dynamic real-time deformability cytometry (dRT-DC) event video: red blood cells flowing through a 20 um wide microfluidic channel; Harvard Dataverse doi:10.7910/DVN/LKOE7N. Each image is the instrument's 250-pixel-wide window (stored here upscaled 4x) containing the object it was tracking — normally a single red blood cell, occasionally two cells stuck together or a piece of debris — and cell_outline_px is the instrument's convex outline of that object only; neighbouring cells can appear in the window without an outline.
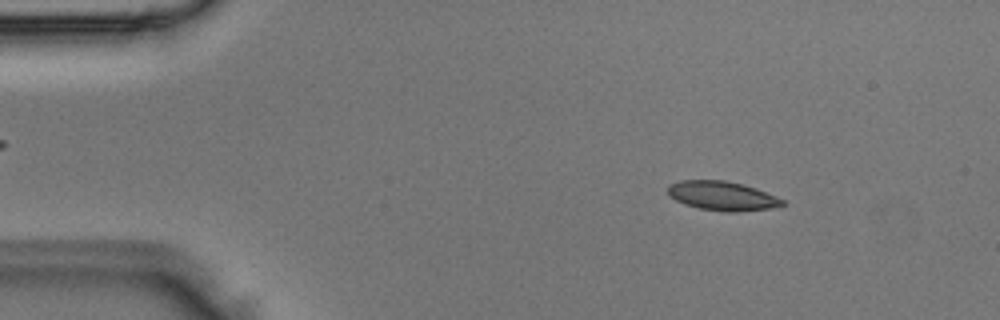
{"species": "Egyptian fruit bat (a non-hibernating species)", "species_latin": "Rousettus aegyptiacus", "temperature_condition": "room temperature", "stored_images_in_passage": 2, "camera_frame_rate_fps": 3000, "um_per_image_px": 0.085, "animal": {"sex": "male"}, "frame": {"image": 1, "passage_image": 2, "time_ms": 0.333, "image_size_px": [1000, 320], "cell_outline_px": [[784, 204], [772, 208], [736, 212], [728, 212], [700, 208], [684, 204], [668, 196], [668, 184], [680, 180], [724, 180], [744, 184], [756, 188], [776, 196], [784, 200]], "centroid_in_image_um": [61.37, 16.64], "position_along_channel_um": 23.6, "area_um2": 19.54}}